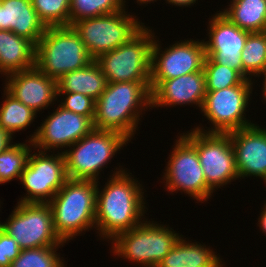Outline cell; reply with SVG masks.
<instances>
[{
	"mask_svg": "<svg viewBox=\"0 0 266 267\" xmlns=\"http://www.w3.org/2000/svg\"><path fill=\"white\" fill-rule=\"evenodd\" d=\"M32 148V141L25 140V143H13L0 153V184L20 180Z\"/></svg>",
	"mask_w": 266,
	"mask_h": 267,
	"instance_id": "27",
	"label": "cell"
},
{
	"mask_svg": "<svg viewBox=\"0 0 266 267\" xmlns=\"http://www.w3.org/2000/svg\"><path fill=\"white\" fill-rule=\"evenodd\" d=\"M92 61L72 26L47 27L36 44L35 67L55 80Z\"/></svg>",
	"mask_w": 266,
	"mask_h": 267,
	"instance_id": "5",
	"label": "cell"
},
{
	"mask_svg": "<svg viewBox=\"0 0 266 267\" xmlns=\"http://www.w3.org/2000/svg\"><path fill=\"white\" fill-rule=\"evenodd\" d=\"M59 105L65 110L84 115L92 121L95 117L96 100L80 93H57ZM62 95V96H61Z\"/></svg>",
	"mask_w": 266,
	"mask_h": 267,
	"instance_id": "32",
	"label": "cell"
},
{
	"mask_svg": "<svg viewBox=\"0 0 266 267\" xmlns=\"http://www.w3.org/2000/svg\"><path fill=\"white\" fill-rule=\"evenodd\" d=\"M206 93L204 70L162 80L151 91V109L194 105L201 111Z\"/></svg>",
	"mask_w": 266,
	"mask_h": 267,
	"instance_id": "19",
	"label": "cell"
},
{
	"mask_svg": "<svg viewBox=\"0 0 266 267\" xmlns=\"http://www.w3.org/2000/svg\"><path fill=\"white\" fill-rule=\"evenodd\" d=\"M42 122L27 139L32 141L35 150L42 152H65L94 129L90 118L65 110L60 105Z\"/></svg>",
	"mask_w": 266,
	"mask_h": 267,
	"instance_id": "15",
	"label": "cell"
},
{
	"mask_svg": "<svg viewBox=\"0 0 266 267\" xmlns=\"http://www.w3.org/2000/svg\"><path fill=\"white\" fill-rule=\"evenodd\" d=\"M155 35L152 28L145 26L129 42L95 60L108 83L150 82L151 48Z\"/></svg>",
	"mask_w": 266,
	"mask_h": 267,
	"instance_id": "7",
	"label": "cell"
},
{
	"mask_svg": "<svg viewBox=\"0 0 266 267\" xmlns=\"http://www.w3.org/2000/svg\"><path fill=\"white\" fill-rule=\"evenodd\" d=\"M115 170H111L113 173L101 190L97 181L95 225L97 236L107 242L140 225L148 211L143 184L126 168L119 166Z\"/></svg>",
	"mask_w": 266,
	"mask_h": 267,
	"instance_id": "1",
	"label": "cell"
},
{
	"mask_svg": "<svg viewBox=\"0 0 266 267\" xmlns=\"http://www.w3.org/2000/svg\"><path fill=\"white\" fill-rule=\"evenodd\" d=\"M60 246L23 249L11 262L10 267H66L58 251Z\"/></svg>",
	"mask_w": 266,
	"mask_h": 267,
	"instance_id": "29",
	"label": "cell"
},
{
	"mask_svg": "<svg viewBox=\"0 0 266 267\" xmlns=\"http://www.w3.org/2000/svg\"><path fill=\"white\" fill-rule=\"evenodd\" d=\"M13 137L7 130L0 127V153L13 145Z\"/></svg>",
	"mask_w": 266,
	"mask_h": 267,
	"instance_id": "34",
	"label": "cell"
},
{
	"mask_svg": "<svg viewBox=\"0 0 266 267\" xmlns=\"http://www.w3.org/2000/svg\"><path fill=\"white\" fill-rule=\"evenodd\" d=\"M156 1H158V0H136L135 2L140 6V5H144L145 4V6H146V4H147V6H148V4H150L151 2L152 3H154V2H156ZM160 1V0H159ZM126 0H122V4H123V8L125 9V7H126Z\"/></svg>",
	"mask_w": 266,
	"mask_h": 267,
	"instance_id": "38",
	"label": "cell"
},
{
	"mask_svg": "<svg viewBox=\"0 0 266 267\" xmlns=\"http://www.w3.org/2000/svg\"><path fill=\"white\" fill-rule=\"evenodd\" d=\"M179 135L162 172L164 189L172 194H188L198 203L207 202L213 192L207 186L197 150L182 133Z\"/></svg>",
	"mask_w": 266,
	"mask_h": 267,
	"instance_id": "11",
	"label": "cell"
},
{
	"mask_svg": "<svg viewBox=\"0 0 266 267\" xmlns=\"http://www.w3.org/2000/svg\"><path fill=\"white\" fill-rule=\"evenodd\" d=\"M147 220L148 218L140 225L119 233L109 241L112 243L110 252L140 267H156L175 246L182 234L166 224Z\"/></svg>",
	"mask_w": 266,
	"mask_h": 267,
	"instance_id": "4",
	"label": "cell"
},
{
	"mask_svg": "<svg viewBox=\"0 0 266 267\" xmlns=\"http://www.w3.org/2000/svg\"><path fill=\"white\" fill-rule=\"evenodd\" d=\"M262 76V78L261 79H263V83H262V86L263 87H261V90L262 91H260V92H262V97H263V100H264V103L266 102V70L265 71H263V72H261V73H259L257 76H256V78L257 77H261Z\"/></svg>",
	"mask_w": 266,
	"mask_h": 267,
	"instance_id": "37",
	"label": "cell"
},
{
	"mask_svg": "<svg viewBox=\"0 0 266 267\" xmlns=\"http://www.w3.org/2000/svg\"><path fill=\"white\" fill-rule=\"evenodd\" d=\"M46 29L31 0L0 1V30L13 31L36 45Z\"/></svg>",
	"mask_w": 266,
	"mask_h": 267,
	"instance_id": "20",
	"label": "cell"
},
{
	"mask_svg": "<svg viewBox=\"0 0 266 267\" xmlns=\"http://www.w3.org/2000/svg\"><path fill=\"white\" fill-rule=\"evenodd\" d=\"M167 4H172L173 6H179V7H188V6H192L193 4L196 3V1L198 2V0H165Z\"/></svg>",
	"mask_w": 266,
	"mask_h": 267,
	"instance_id": "36",
	"label": "cell"
},
{
	"mask_svg": "<svg viewBox=\"0 0 266 267\" xmlns=\"http://www.w3.org/2000/svg\"><path fill=\"white\" fill-rule=\"evenodd\" d=\"M29 153L20 182L26 195L22 203H49L68 179L63 152L52 154L33 148Z\"/></svg>",
	"mask_w": 266,
	"mask_h": 267,
	"instance_id": "13",
	"label": "cell"
},
{
	"mask_svg": "<svg viewBox=\"0 0 266 267\" xmlns=\"http://www.w3.org/2000/svg\"><path fill=\"white\" fill-rule=\"evenodd\" d=\"M36 45L10 30H0V74L25 71L35 67Z\"/></svg>",
	"mask_w": 266,
	"mask_h": 267,
	"instance_id": "21",
	"label": "cell"
},
{
	"mask_svg": "<svg viewBox=\"0 0 266 267\" xmlns=\"http://www.w3.org/2000/svg\"><path fill=\"white\" fill-rule=\"evenodd\" d=\"M240 179L259 177L266 184V129L257 123L229 132Z\"/></svg>",
	"mask_w": 266,
	"mask_h": 267,
	"instance_id": "18",
	"label": "cell"
},
{
	"mask_svg": "<svg viewBox=\"0 0 266 267\" xmlns=\"http://www.w3.org/2000/svg\"><path fill=\"white\" fill-rule=\"evenodd\" d=\"M3 103L0 106V127L7 130L12 136L15 132L25 131L33 124L36 113L13 97L3 88Z\"/></svg>",
	"mask_w": 266,
	"mask_h": 267,
	"instance_id": "25",
	"label": "cell"
},
{
	"mask_svg": "<svg viewBox=\"0 0 266 267\" xmlns=\"http://www.w3.org/2000/svg\"><path fill=\"white\" fill-rule=\"evenodd\" d=\"M253 84L254 81L246 79L240 85L207 91L201 113L212 125L209 128L205 126L206 130L200 125L194 126V129L206 133H229L253 125V121L246 117Z\"/></svg>",
	"mask_w": 266,
	"mask_h": 267,
	"instance_id": "9",
	"label": "cell"
},
{
	"mask_svg": "<svg viewBox=\"0 0 266 267\" xmlns=\"http://www.w3.org/2000/svg\"><path fill=\"white\" fill-rule=\"evenodd\" d=\"M243 77L253 79L266 70V32L248 35L241 54Z\"/></svg>",
	"mask_w": 266,
	"mask_h": 267,
	"instance_id": "26",
	"label": "cell"
},
{
	"mask_svg": "<svg viewBox=\"0 0 266 267\" xmlns=\"http://www.w3.org/2000/svg\"><path fill=\"white\" fill-rule=\"evenodd\" d=\"M107 84L99 64L93 60L86 67L61 76L57 80V93H80L97 100Z\"/></svg>",
	"mask_w": 266,
	"mask_h": 267,
	"instance_id": "23",
	"label": "cell"
},
{
	"mask_svg": "<svg viewBox=\"0 0 266 267\" xmlns=\"http://www.w3.org/2000/svg\"><path fill=\"white\" fill-rule=\"evenodd\" d=\"M188 241L184 235L156 267H225L219 255L211 246ZM223 263V264H222Z\"/></svg>",
	"mask_w": 266,
	"mask_h": 267,
	"instance_id": "22",
	"label": "cell"
},
{
	"mask_svg": "<svg viewBox=\"0 0 266 267\" xmlns=\"http://www.w3.org/2000/svg\"><path fill=\"white\" fill-rule=\"evenodd\" d=\"M4 222L0 221V229L13 237L21 250L65 245L54 230L48 203L17 202Z\"/></svg>",
	"mask_w": 266,
	"mask_h": 267,
	"instance_id": "10",
	"label": "cell"
},
{
	"mask_svg": "<svg viewBox=\"0 0 266 267\" xmlns=\"http://www.w3.org/2000/svg\"><path fill=\"white\" fill-rule=\"evenodd\" d=\"M220 11L233 24L249 32L266 31V0H230Z\"/></svg>",
	"mask_w": 266,
	"mask_h": 267,
	"instance_id": "24",
	"label": "cell"
},
{
	"mask_svg": "<svg viewBox=\"0 0 266 267\" xmlns=\"http://www.w3.org/2000/svg\"><path fill=\"white\" fill-rule=\"evenodd\" d=\"M203 70L206 79V91H217L240 85L246 80L237 70L220 65L210 57H205Z\"/></svg>",
	"mask_w": 266,
	"mask_h": 267,
	"instance_id": "30",
	"label": "cell"
},
{
	"mask_svg": "<svg viewBox=\"0 0 266 267\" xmlns=\"http://www.w3.org/2000/svg\"><path fill=\"white\" fill-rule=\"evenodd\" d=\"M5 78L4 88L36 114L56 104L57 80L48 77L36 67L10 73Z\"/></svg>",
	"mask_w": 266,
	"mask_h": 267,
	"instance_id": "17",
	"label": "cell"
},
{
	"mask_svg": "<svg viewBox=\"0 0 266 267\" xmlns=\"http://www.w3.org/2000/svg\"><path fill=\"white\" fill-rule=\"evenodd\" d=\"M261 213L258 217V226L259 229L266 235V201L264 202L263 207H261Z\"/></svg>",
	"mask_w": 266,
	"mask_h": 267,
	"instance_id": "35",
	"label": "cell"
},
{
	"mask_svg": "<svg viewBox=\"0 0 266 267\" xmlns=\"http://www.w3.org/2000/svg\"><path fill=\"white\" fill-rule=\"evenodd\" d=\"M96 198V181L68 178L48 203L54 230L65 244L85 231L96 229Z\"/></svg>",
	"mask_w": 266,
	"mask_h": 267,
	"instance_id": "3",
	"label": "cell"
},
{
	"mask_svg": "<svg viewBox=\"0 0 266 267\" xmlns=\"http://www.w3.org/2000/svg\"><path fill=\"white\" fill-rule=\"evenodd\" d=\"M196 40L175 41V43L162 50L161 41H159L157 35L154 37L151 48V91L162 80L173 79L203 70L206 57L205 45L203 40Z\"/></svg>",
	"mask_w": 266,
	"mask_h": 267,
	"instance_id": "14",
	"label": "cell"
},
{
	"mask_svg": "<svg viewBox=\"0 0 266 267\" xmlns=\"http://www.w3.org/2000/svg\"><path fill=\"white\" fill-rule=\"evenodd\" d=\"M150 107V82L108 83L96 100L94 128L121 133L131 141Z\"/></svg>",
	"mask_w": 266,
	"mask_h": 267,
	"instance_id": "2",
	"label": "cell"
},
{
	"mask_svg": "<svg viewBox=\"0 0 266 267\" xmlns=\"http://www.w3.org/2000/svg\"><path fill=\"white\" fill-rule=\"evenodd\" d=\"M129 142L121 133L94 128L63 152L68 178L97 182L105 165Z\"/></svg>",
	"mask_w": 266,
	"mask_h": 267,
	"instance_id": "6",
	"label": "cell"
},
{
	"mask_svg": "<svg viewBox=\"0 0 266 267\" xmlns=\"http://www.w3.org/2000/svg\"><path fill=\"white\" fill-rule=\"evenodd\" d=\"M218 12V13H217ZM208 20L205 54L216 63L237 70L243 76L242 50L251 33L233 24L224 14L217 11Z\"/></svg>",
	"mask_w": 266,
	"mask_h": 267,
	"instance_id": "16",
	"label": "cell"
},
{
	"mask_svg": "<svg viewBox=\"0 0 266 267\" xmlns=\"http://www.w3.org/2000/svg\"><path fill=\"white\" fill-rule=\"evenodd\" d=\"M20 251L16 240L0 229V267H10Z\"/></svg>",
	"mask_w": 266,
	"mask_h": 267,
	"instance_id": "33",
	"label": "cell"
},
{
	"mask_svg": "<svg viewBox=\"0 0 266 267\" xmlns=\"http://www.w3.org/2000/svg\"><path fill=\"white\" fill-rule=\"evenodd\" d=\"M126 10L83 19L72 25L93 60L129 42L145 27V23Z\"/></svg>",
	"mask_w": 266,
	"mask_h": 267,
	"instance_id": "8",
	"label": "cell"
},
{
	"mask_svg": "<svg viewBox=\"0 0 266 267\" xmlns=\"http://www.w3.org/2000/svg\"><path fill=\"white\" fill-rule=\"evenodd\" d=\"M46 27L69 26L70 0H31Z\"/></svg>",
	"mask_w": 266,
	"mask_h": 267,
	"instance_id": "31",
	"label": "cell"
},
{
	"mask_svg": "<svg viewBox=\"0 0 266 267\" xmlns=\"http://www.w3.org/2000/svg\"><path fill=\"white\" fill-rule=\"evenodd\" d=\"M182 134L195 146L207 186L213 193L240 179L229 133H206L193 128Z\"/></svg>",
	"mask_w": 266,
	"mask_h": 267,
	"instance_id": "12",
	"label": "cell"
},
{
	"mask_svg": "<svg viewBox=\"0 0 266 267\" xmlns=\"http://www.w3.org/2000/svg\"><path fill=\"white\" fill-rule=\"evenodd\" d=\"M122 9V0H70L69 26L83 19L112 14Z\"/></svg>",
	"mask_w": 266,
	"mask_h": 267,
	"instance_id": "28",
	"label": "cell"
}]
</instances>
